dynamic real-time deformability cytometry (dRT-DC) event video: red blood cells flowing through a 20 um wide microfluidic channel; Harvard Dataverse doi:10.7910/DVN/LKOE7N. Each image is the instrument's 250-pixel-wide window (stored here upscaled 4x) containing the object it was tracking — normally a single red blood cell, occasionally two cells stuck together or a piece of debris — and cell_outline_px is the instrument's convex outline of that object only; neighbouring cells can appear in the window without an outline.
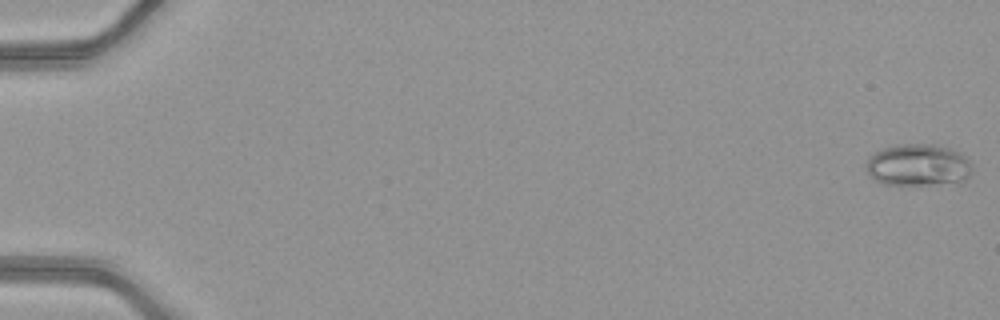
{"species": "common noctule bat (a hibernating species)", "species_latin": "Nyctalus noctula", "temperature_condition": "warm", "stored_images_in_passage": 50, "camera_frame_rate_fps": 3000, "um_per_image_px": 0.085, "animal": {"sex": "female", "body_mass_g": 21.9}, "frame": {"image": 1, "passage_image": 1, "time_ms": 0.0, "image_size_px": [1000, 320], "cell_outline_px": [[972, 172], [964, 184], [884, 184], [876, 180], [868, 172], [864, 164], [868, 156], [872, 152], [896, 144], [936, 144], [960, 152], [968, 156], [972, 164]], "centroid_in_image_um": [78.1, 14.03], "position_along_channel_um": 6.9, "area_um2": 26.65}}
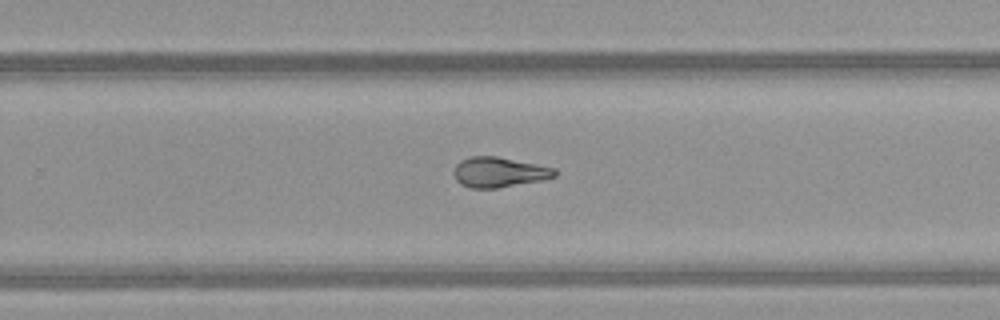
{"frame": {"image": 2, "passage_image": 34, "time_ms": 11.0, "image_size_px": [1000, 320], "cell_outline_px": [[556, 176], [544, 180], [496, 188], [472, 188], [460, 184], [456, 180], [452, 172], [456, 164], [460, 160], [472, 156], [496, 156], [556, 168]], "centroid_in_image_um": [42.4, 14.64], "position_along_channel_um": 287.4, "area_um2": 17.8}}
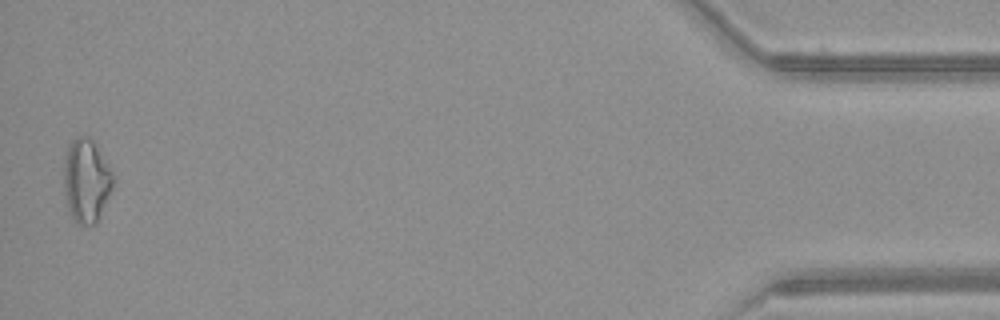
{"frame": {"image": 3, "passage_image": 50, "time_ms": 16.333, "image_size_px": [1000, 320], "cell_outline_px": [[112, 188], [100, 216], [96, 224], [80, 228], [72, 220], [68, 212], [64, 192], [64, 160], [68, 148], [72, 140], [76, 136], [88, 136], [96, 144], [112, 172]], "centroid_in_image_um": [7.31, 15.42], "position_along_channel_um": 427.9, "area_um2": 24.28}, "authors_computed_cell_mechanics": {"area_um2": 19.0451, "velocity_mm_per_s": 4.218, "shape_relaxation_time_tau1_ms": 4.9603, "shape_relaxation_time_tau2_ms": 1.6454, "deformation_change_tau1": 0.1703, "deformation_change_tau2": 0.0832}}